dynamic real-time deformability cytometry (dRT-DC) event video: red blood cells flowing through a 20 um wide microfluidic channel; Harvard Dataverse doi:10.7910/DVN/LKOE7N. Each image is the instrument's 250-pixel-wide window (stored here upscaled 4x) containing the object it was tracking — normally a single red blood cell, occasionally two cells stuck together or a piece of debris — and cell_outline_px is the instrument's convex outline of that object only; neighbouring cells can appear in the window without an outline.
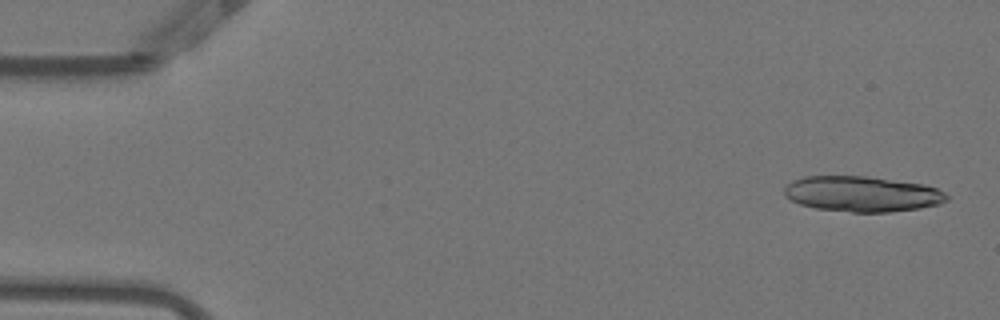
{"species": "Egyptian fruit bat (a non-hibernating species)", "species_latin": "Rousettus aegyptiacus", "temperature_condition": "warm", "stored_images_in_passage": 15, "camera_frame_rate_fps": 3000, "um_per_image_px": 0.085, "animal": {"sex": "female"}, "frame": {"image": 1, "passage_image": 2, "time_ms": 0.333, "image_size_px": [1000, 320], "cell_outline_px": [[948, 200], [940, 204], [920, 208], [888, 212], [852, 212], [816, 208], [800, 204], [784, 196], [784, 188], [792, 180], [804, 176], [864, 176], [924, 184], [936, 188], [944, 192], [948, 196]], "centroid_in_image_um": [73.28, 16.48], "position_along_channel_um": 11.7, "area_um2": 33.58}}